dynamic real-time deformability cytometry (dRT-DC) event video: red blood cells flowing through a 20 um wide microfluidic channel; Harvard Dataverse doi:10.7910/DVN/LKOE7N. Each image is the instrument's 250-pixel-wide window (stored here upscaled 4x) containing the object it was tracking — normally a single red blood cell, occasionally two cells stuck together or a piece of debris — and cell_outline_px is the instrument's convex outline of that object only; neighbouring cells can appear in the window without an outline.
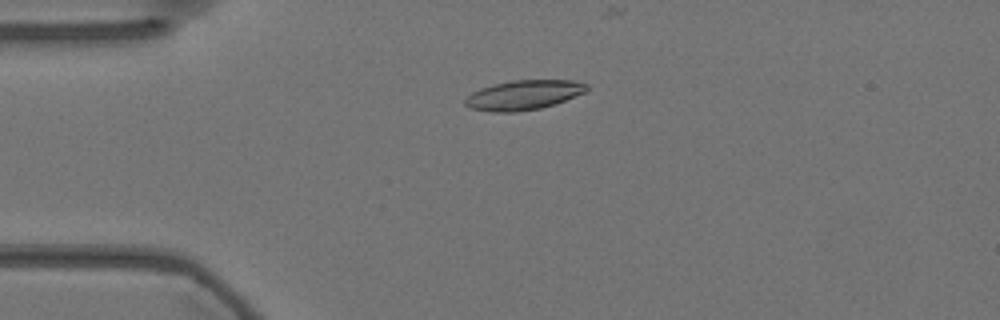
{"species": "Egyptian fruit bat (a non-hibernating species)", "species_latin": "Rousettus aegyptiacus", "temperature_condition": "warm", "stored_images_in_passage": 44, "camera_frame_rate_fps": 3000, "um_per_image_px": 0.085, "animal": {"sex": "female"}, "frame": {"image": 1, "passage_image": 14, "time_ms": 4.333, "image_size_px": [1000, 320], "cell_outline_px": [[588, 88], [584, 92], [564, 100], [540, 108], [516, 112], [492, 112], [472, 108], [464, 104], [464, 100], [472, 92], [480, 88], [492, 84], [512, 80], [576, 80], [588, 84]], "centroid_in_image_um": [44.48, 8.06], "position_along_channel_um": 40.5, "area_um2": 20.87}}
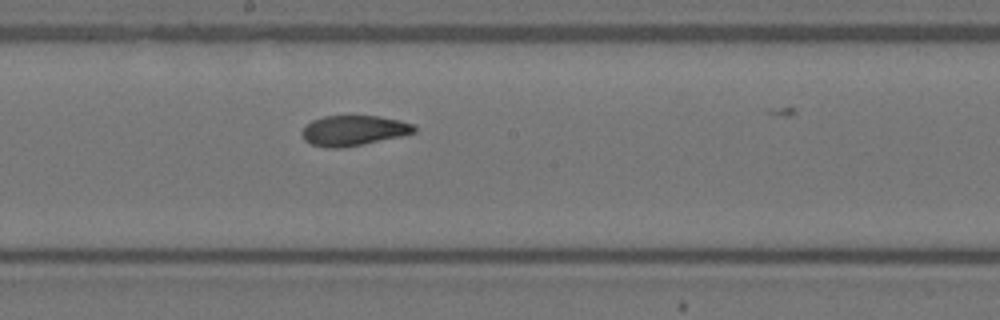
{"frame": {"image": 2, "passage_image": 31, "time_ms": 10.0, "image_size_px": [1000, 320], "cell_outline_px": [[416, 132], [400, 136], [340, 148], [328, 148], [312, 144], [304, 140], [300, 132], [312, 120], [324, 116], [380, 116], [400, 120], [412, 124], [416, 128]], "centroid_in_image_um": [30.04, 11.08], "position_along_channel_um": 218.2, "area_um2": 19.54}}
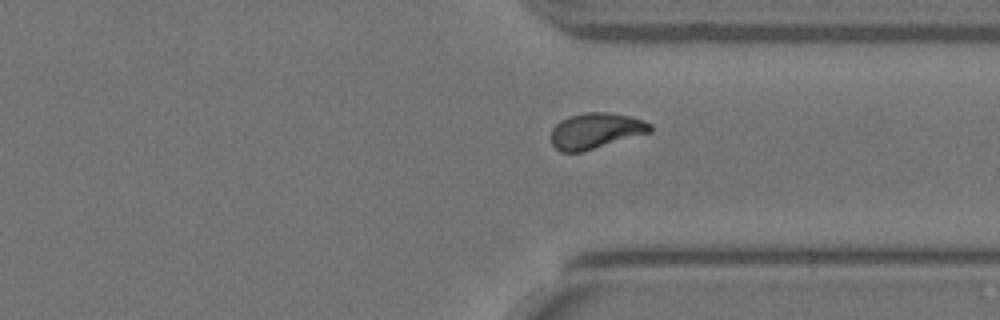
{"frame": {"image": 3, "passage_image": 43, "time_ms": 14.0, "image_size_px": [1000, 320], "cell_outline_px": [[652, 132], [580, 152], [560, 152], [552, 144], [552, 128], [560, 120], [568, 116], [584, 112], [608, 112], [628, 116], [644, 120], [652, 124]], "centroid_in_image_um": [50.64, 11.11], "position_along_channel_um": 360.8, "area_um2": 20.63}}